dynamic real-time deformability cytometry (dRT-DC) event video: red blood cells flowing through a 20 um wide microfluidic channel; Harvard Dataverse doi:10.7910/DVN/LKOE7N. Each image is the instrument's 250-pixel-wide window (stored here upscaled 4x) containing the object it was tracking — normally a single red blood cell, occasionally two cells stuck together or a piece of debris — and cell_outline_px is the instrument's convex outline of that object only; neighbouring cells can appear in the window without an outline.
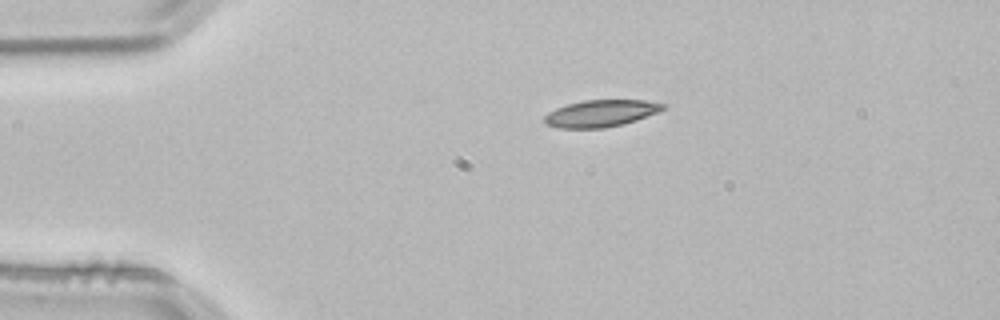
{"species": "common noctule bat (a hibernating species)", "species_latin": "Nyctalus noctula", "temperature_condition": "room temperature", "stored_images_in_passage": 1, "camera_frame_rate_fps": 3000, "um_per_image_px": 0.085, "animal": {"sex": "male", "body_mass_g": 21.5, "forearm_length_mm": 52.0}, "frame": {"image": 1, "passage_image": 1, "time_ms": 0.0, "image_size_px": [1000, 320], "cell_outline_px": [[664, 108], [660, 112], [624, 124], [604, 128], [560, 128], [548, 124], [544, 120], [544, 116], [548, 112], [556, 108], [568, 104], [584, 100], [644, 100], [664, 104]], "centroid_in_image_um": [51.08, 9.64], "position_along_channel_um": 33.9, "area_um2": 18.5}}